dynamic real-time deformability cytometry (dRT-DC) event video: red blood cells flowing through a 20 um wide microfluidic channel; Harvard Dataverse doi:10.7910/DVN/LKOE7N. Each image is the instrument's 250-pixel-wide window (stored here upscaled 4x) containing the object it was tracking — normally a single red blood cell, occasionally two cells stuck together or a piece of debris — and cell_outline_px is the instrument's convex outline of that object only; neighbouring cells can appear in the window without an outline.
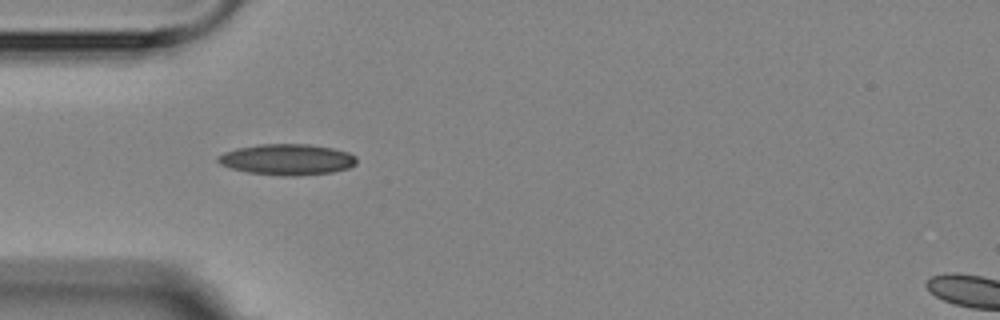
{"species": "Egyptian fruit bat (a non-hibernating species)", "species_latin": "Rousettus aegyptiacus", "temperature_condition": "room temperature", "stored_images_in_passage": 8, "camera_frame_rate_fps": 3000, "um_per_image_px": 0.085, "animal": {"sex": "female"}, "frame": {"image": 1, "passage_image": 1, "time_ms": 0.0, "image_size_px": [1000, 320], "cell_outline_px": [[356, 164], [348, 168], [332, 172], [296, 176], [292, 176], [248, 172], [232, 168], [220, 164], [216, 160], [216, 156], [224, 152], [236, 148], [260, 144], [308, 144], [332, 148], [348, 152], [356, 156]], "centroid_in_image_um": [24.4, 13.55], "position_along_channel_um": 60.6, "area_um2": 24.91}}
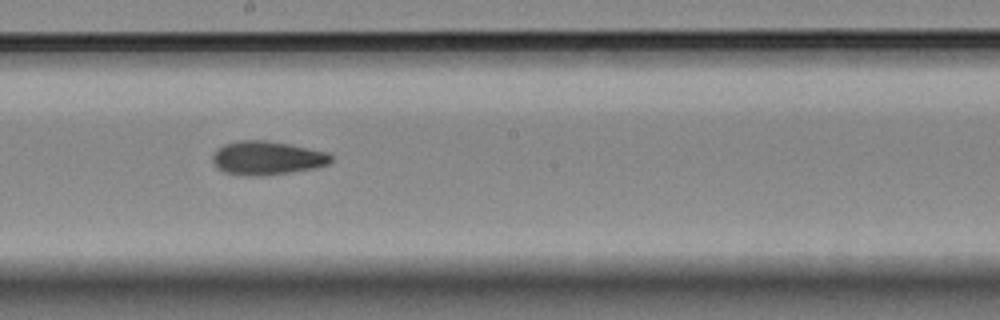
{"frame": {"image": 2, "passage_image": 5, "time_ms": 4.667, "image_size_px": [1000, 320], "cell_outline_px": [[332, 160], [328, 164], [312, 168], [288, 172], [260, 176], [244, 176], [224, 172], [216, 168], [212, 160], [212, 156], [216, 148], [224, 144], [240, 140], [268, 140], [328, 152], [332, 156]], "centroid_in_image_um": [22.64, 13.42], "position_along_channel_um": 225.6, "area_um2": 23.29}}
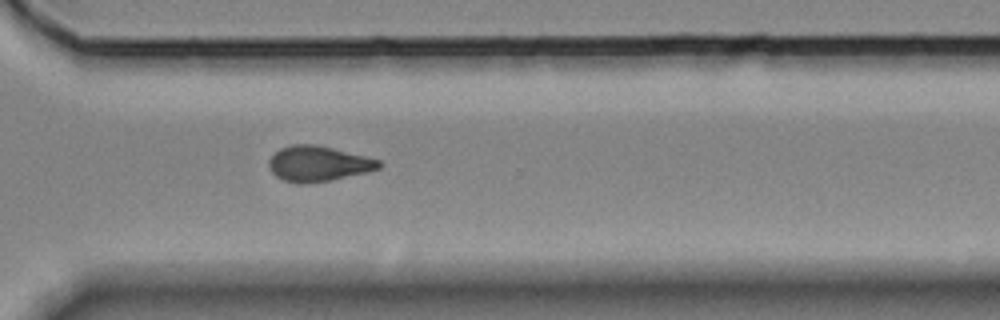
{"frame": {"image": 3, "passage_image": 8, "time_ms": 8.0, "image_size_px": [1000, 320], "cell_outline_px": [[380, 168], [368, 172], [332, 180], [304, 184], [296, 184], [284, 180], [276, 176], [268, 168], [268, 160], [280, 148], [292, 144], [316, 144], [380, 160]], "centroid_in_image_um": [27.02, 13.92], "position_along_channel_um": 343.6, "area_um2": 22.72}}